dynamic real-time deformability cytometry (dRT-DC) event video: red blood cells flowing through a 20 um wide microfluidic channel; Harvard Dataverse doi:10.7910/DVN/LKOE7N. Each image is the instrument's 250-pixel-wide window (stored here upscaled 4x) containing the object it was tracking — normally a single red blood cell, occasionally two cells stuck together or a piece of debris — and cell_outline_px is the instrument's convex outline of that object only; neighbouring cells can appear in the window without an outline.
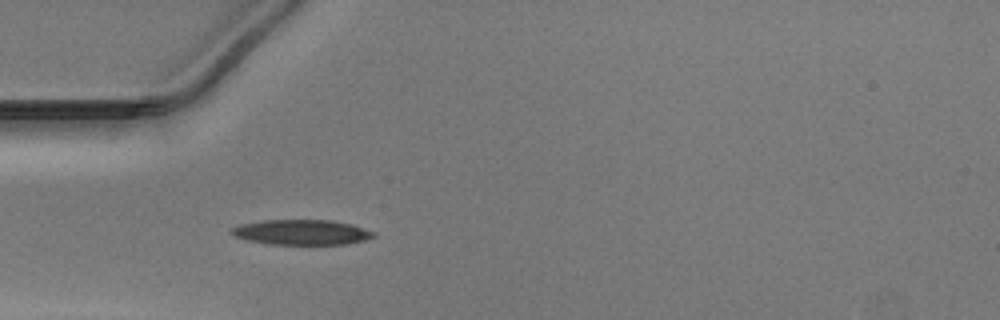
{"species": "Egyptian fruit bat (a non-hibernating species)", "species_latin": "Rousettus aegyptiacus", "temperature_condition": "warm", "stored_images_in_passage": 32, "camera_frame_rate_fps": 3000, "um_per_image_px": 0.085, "animal": {"sex": "male"}, "frame": {"image": 1, "passage_image": 4, "time_ms": 1.0, "image_size_px": [1000, 320], "cell_outline_px": [[376, 236], [364, 240], [344, 244], [268, 244], [248, 240], [236, 236], [232, 232], [232, 228], [240, 224], [264, 220], [332, 220], [352, 224], [376, 232]], "centroid_in_image_um": [25.68, 19.73], "position_along_channel_um": 59.3, "area_um2": 20.69}}
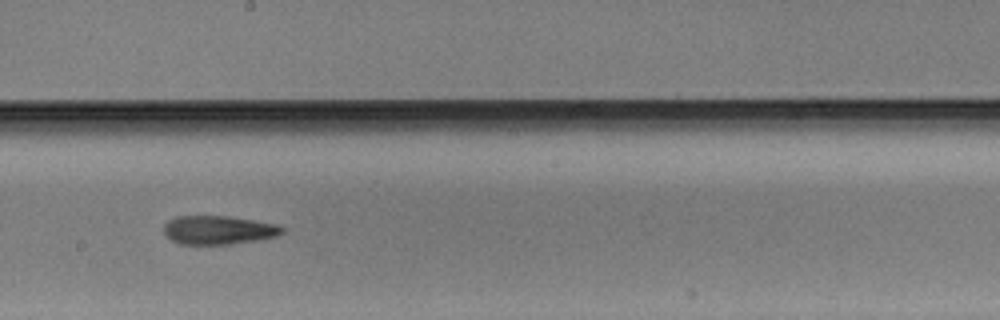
{"frame": {"image": 2, "passage_image": 17, "time_ms": 5.333, "image_size_px": [1000, 320], "cell_outline_px": [[288, 228], [284, 232], [276, 236], [260, 240], [232, 244], [180, 244], [172, 240], [164, 232], [164, 224], [168, 220], [176, 216], [228, 216], [276, 224]], "centroid_in_image_um": [18.6, 19.55], "position_along_channel_um": 229.6, "area_um2": 19.88}}
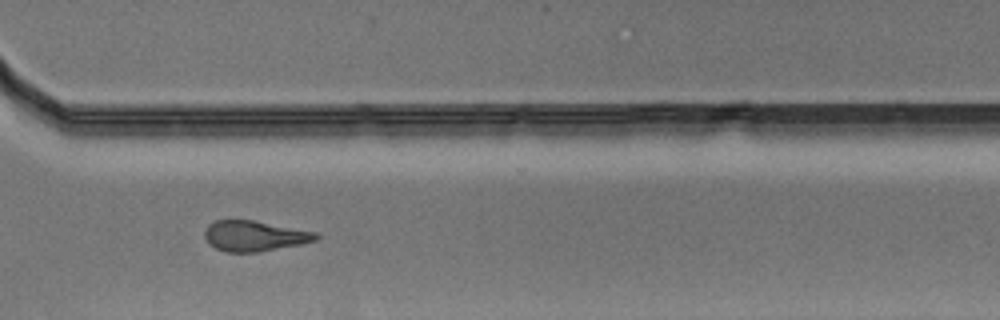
{"frame": {"image": 3, "passage_image": 26, "time_ms": 8.333, "image_size_px": [1000, 320], "cell_outline_px": [[320, 236], [316, 240], [300, 244], [260, 252], [224, 252], [208, 244], [204, 236], [204, 232], [208, 224], [216, 220], [252, 220], [316, 232]], "centroid_in_image_um": [21.59, 20.06], "position_along_channel_um": 349.0, "area_um2": 19.77}}